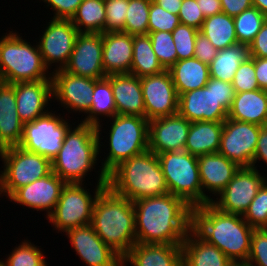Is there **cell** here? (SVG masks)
I'll return each instance as SVG.
<instances>
[{"label":"cell","mask_w":267,"mask_h":266,"mask_svg":"<svg viewBox=\"0 0 267 266\" xmlns=\"http://www.w3.org/2000/svg\"><path fill=\"white\" fill-rule=\"evenodd\" d=\"M136 243L182 245L192 229V207L170 193L133 201Z\"/></svg>","instance_id":"cell-1"},{"label":"cell","mask_w":267,"mask_h":266,"mask_svg":"<svg viewBox=\"0 0 267 266\" xmlns=\"http://www.w3.org/2000/svg\"><path fill=\"white\" fill-rule=\"evenodd\" d=\"M192 229L231 261L247 262L253 228L242 215L227 214L211 203L192 208Z\"/></svg>","instance_id":"cell-2"},{"label":"cell","mask_w":267,"mask_h":266,"mask_svg":"<svg viewBox=\"0 0 267 266\" xmlns=\"http://www.w3.org/2000/svg\"><path fill=\"white\" fill-rule=\"evenodd\" d=\"M91 225L101 240L122 258L136 243L133 202L115 194L108 186L95 201Z\"/></svg>","instance_id":"cell-3"},{"label":"cell","mask_w":267,"mask_h":266,"mask_svg":"<svg viewBox=\"0 0 267 266\" xmlns=\"http://www.w3.org/2000/svg\"><path fill=\"white\" fill-rule=\"evenodd\" d=\"M107 186L132 202L169 193L158 156L150 150L115 167L107 175Z\"/></svg>","instance_id":"cell-4"},{"label":"cell","mask_w":267,"mask_h":266,"mask_svg":"<svg viewBox=\"0 0 267 266\" xmlns=\"http://www.w3.org/2000/svg\"><path fill=\"white\" fill-rule=\"evenodd\" d=\"M96 126L78 122L66 132L58 155L51 161L52 171L65 183H85L88 172L99 160Z\"/></svg>","instance_id":"cell-5"},{"label":"cell","mask_w":267,"mask_h":266,"mask_svg":"<svg viewBox=\"0 0 267 266\" xmlns=\"http://www.w3.org/2000/svg\"><path fill=\"white\" fill-rule=\"evenodd\" d=\"M107 154L101 162L97 182H107V175L124 160L149 150V121L136 115L117 114L110 120Z\"/></svg>","instance_id":"cell-6"},{"label":"cell","mask_w":267,"mask_h":266,"mask_svg":"<svg viewBox=\"0 0 267 266\" xmlns=\"http://www.w3.org/2000/svg\"><path fill=\"white\" fill-rule=\"evenodd\" d=\"M50 72V73H49ZM43 63L38 44H32L19 32L8 31L0 37V81L16 82L52 80Z\"/></svg>","instance_id":"cell-7"},{"label":"cell","mask_w":267,"mask_h":266,"mask_svg":"<svg viewBox=\"0 0 267 266\" xmlns=\"http://www.w3.org/2000/svg\"><path fill=\"white\" fill-rule=\"evenodd\" d=\"M157 156L170 194L182 198L192 208L211 203L203 195L197 156L185 150Z\"/></svg>","instance_id":"cell-8"},{"label":"cell","mask_w":267,"mask_h":266,"mask_svg":"<svg viewBox=\"0 0 267 266\" xmlns=\"http://www.w3.org/2000/svg\"><path fill=\"white\" fill-rule=\"evenodd\" d=\"M106 187L107 182H97L94 195H91L84 183H66L54 211L47 217L53 230L66 233L72 228L91 224L95 201Z\"/></svg>","instance_id":"cell-9"},{"label":"cell","mask_w":267,"mask_h":266,"mask_svg":"<svg viewBox=\"0 0 267 266\" xmlns=\"http://www.w3.org/2000/svg\"><path fill=\"white\" fill-rule=\"evenodd\" d=\"M0 195L9 198L17 189L45 177L52 171L51 161L19 146L2 149ZM3 194V195H2Z\"/></svg>","instance_id":"cell-10"},{"label":"cell","mask_w":267,"mask_h":266,"mask_svg":"<svg viewBox=\"0 0 267 266\" xmlns=\"http://www.w3.org/2000/svg\"><path fill=\"white\" fill-rule=\"evenodd\" d=\"M55 113L56 111L50 110L34 121L25 123L18 146L52 161L58 155L66 132L72 126L67 118L61 117L62 114Z\"/></svg>","instance_id":"cell-11"},{"label":"cell","mask_w":267,"mask_h":266,"mask_svg":"<svg viewBox=\"0 0 267 266\" xmlns=\"http://www.w3.org/2000/svg\"><path fill=\"white\" fill-rule=\"evenodd\" d=\"M260 170L240 167L228 185L216 196L211 204L227 214L244 215L260 187L267 181ZM216 199V200H215Z\"/></svg>","instance_id":"cell-12"},{"label":"cell","mask_w":267,"mask_h":266,"mask_svg":"<svg viewBox=\"0 0 267 266\" xmlns=\"http://www.w3.org/2000/svg\"><path fill=\"white\" fill-rule=\"evenodd\" d=\"M50 19L37 44L44 65L55 72L67 66L79 32L70 19Z\"/></svg>","instance_id":"cell-13"},{"label":"cell","mask_w":267,"mask_h":266,"mask_svg":"<svg viewBox=\"0 0 267 266\" xmlns=\"http://www.w3.org/2000/svg\"><path fill=\"white\" fill-rule=\"evenodd\" d=\"M260 125L227 118L218 152L239 167H252Z\"/></svg>","instance_id":"cell-14"},{"label":"cell","mask_w":267,"mask_h":266,"mask_svg":"<svg viewBox=\"0 0 267 266\" xmlns=\"http://www.w3.org/2000/svg\"><path fill=\"white\" fill-rule=\"evenodd\" d=\"M141 88L148 121L178 114L179 96L168 70L142 77Z\"/></svg>","instance_id":"cell-15"},{"label":"cell","mask_w":267,"mask_h":266,"mask_svg":"<svg viewBox=\"0 0 267 266\" xmlns=\"http://www.w3.org/2000/svg\"><path fill=\"white\" fill-rule=\"evenodd\" d=\"M52 73L53 99L61 104L69 113H84L90 110L94 79L77 76L64 69ZM71 111V112H70Z\"/></svg>","instance_id":"cell-16"},{"label":"cell","mask_w":267,"mask_h":266,"mask_svg":"<svg viewBox=\"0 0 267 266\" xmlns=\"http://www.w3.org/2000/svg\"><path fill=\"white\" fill-rule=\"evenodd\" d=\"M103 33H79L64 70L92 79L106 78L103 67Z\"/></svg>","instance_id":"cell-17"},{"label":"cell","mask_w":267,"mask_h":266,"mask_svg":"<svg viewBox=\"0 0 267 266\" xmlns=\"http://www.w3.org/2000/svg\"><path fill=\"white\" fill-rule=\"evenodd\" d=\"M178 114L189 122H224L228 111L215 95V78H210L205 87L179 95Z\"/></svg>","instance_id":"cell-18"},{"label":"cell","mask_w":267,"mask_h":266,"mask_svg":"<svg viewBox=\"0 0 267 266\" xmlns=\"http://www.w3.org/2000/svg\"><path fill=\"white\" fill-rule=\"evenodd\" d=\"M65 235L86 266H122V257L101 240L91 224L72 228Z\"/></svg>","instance_id":"cell-19"},{"label":"cell","mask_w":267,"mask_h":266,"mask_svg":"<svg viewBox=\"0 0 267 266\" xmlns=\"http://www.w3.org/2000/svg\"><path fill=\"white\" fill-rule=\"evenodd\" d=\"M66 183L51 171L45 177L17 189L8 200L38 211H46V218L54 211L61 190Z\"/></svg>","instance_id":"cell-20"},{"label":"cell","mask_w":267,"mask_h":266,"mask_svg":"<svg viewBox=\"0 0 267 266\" xmlns=\"http://www.w3.org/2000/svg\"><path fill=\"white\" fill-rule=\"evenodd\" d=\"M190 124L179 114L149 121V150L155 154L184 151Z\"/></svg>","instance_id":"cell-21"},{"label":"cell","mask_w":267,"mask_h":266,"mask_svg":"<svg viewBox=\"0 0 267 266\" xmlns=\"http://www.w3.org/2000/svg\"><path fill=\"white\" fill-rule=\"evenodd\" d=\"M14 91L17 112L24 124L49 112L47 106L53 99L52 80L16 82Z\"/></svg>","instance_id":"cell-22"},{"label":"cell","mask_w":267,"mask_h":266,"mask_svg":"<svg viewBox=\"0 0 267 266\" xmlns=\"http://www.w3.org/2000/svg\"><path fill=\"white\" fill-rule=\"evenodd\" d=\"M197 158L203 195L211 202V196H217L240 167L219 152L201 155Z\"/></svg>","instance_id":"cell-23"},{"label":"cell","mask_w":267,"mask_h":266,"mask_svg":"<svg viewBox=\"0 0 267 266\" xmlns=\"http://www.w3.org/2000/svg\"><path fill=\"white\" fill-rule=\"evenodd\" d=\"M183 266L181 245L135 243L122 258V266Z\"/></svg>","instance_id":"cell-24"},{"label":"cell","mask_w":267,"mask_h":266,"mask_svg":"<svg viewBox=\"0 0 267 266\" xmlns=\"http://www.w3.org/2000/svg\"><path fill=\"white\" fill-rule=\"evenodd\" d=\"M117 114L145 117L141 78L131 73L110 74Z\"/></svg>","instance_id":"cell-25"},{"label":"cell","mask_w":267,"mask_h":266,"mask_svg":"<svg viewBox=\"0 0 267 266\" xmlns=\"http://www.w3.org/2000/svg\"><path fill=\"white\" fill-rule=\"evenodd\" d=\"M133 35L119 32L103 33V67L105 75L130 73Z\"/></svg>","instance_id":"cell-26"},{"label":"cell","mask_w":267,"mask_h":266,"mask_svg":"<svg viewBox=\"0 0 267 266\" xmlns=\"http://www.w3.org/2000/svg\"><path fill=\"white\" fill-rule=\"evenodd\" d=\"M23 128L24 123L17 112L14 83L0 81V148L18 146Z\"/></svg>","instance_id":"cell-27"},{"label":"cell","mask_w":267,"mask_h":266,"mask_svg":"<svg viewBox=\"0 0 267 266\" xmlns=\"http://www.w3.org/2000/svg\"><path fill=\"white\" fill-rule=\"evenodd\" d=\"M227 118L260 126L267 125V90L235 93Z\"/></svg>","instance_id":"cell-28"},{"label":"cell","mask_w":267,"mask_h":266,"mask_svg":"<svg viewBox=\"0 0 267 266\" xmlns=\"http://www.w3.org/2000/svg\"><path fill=\"white\" fill-rule=\"evenodd\" d=\"M183 266H227L231 261L216 246L207 243L193 229L182 245Z\"/></svg>","instance_id":"cell-29"},{"label":"cell","mask_w":267,"mask_h":266,"mask_svg":"<svg viewBox=\"0 0 267 266\" xmlns=\"http://www.w3.org/2000/svg\"><path fill=\"white\" fill-rule=\"evenodd\" d=\"M92 98L93 100L90 110L86 113L84 120L81 119L82 121L80 122L96 126L99 137L100 154L102 153L101 146L104 145L103 142H101V139H103V137H101L103 123L101 124L102 119L100 117L103 118L105 116L104 119L106 117L111 119L117 115L111 81L107 77L103 79H94V92L92 94Z\"/></svg>","instance_id":"cell-30"},{"label":"cell","mask_w":267,"mask_h":266,"mask_svg":"<svg viewBox=\"0 0 267 266\" xmlns=\"http://www.w3.org/2000/svg\"><path fill=\"white\" fill-rule=\"evenodd\" d=\"M168 71L178 96L205 87L210 79L208 64L197 58L177 61Z\"/></svg>","instance_id":"cell-31"},{"label":"cell","mask_w":267,"mask_h":266,"mask_svg":"<svg viewBox=\"0 0 267 266\" xmlns=\"http://www.w3.org/2000/svg\"><path fill=\"white\" fill-rule=\"evenodd\" d=\"M222 131L223 122H191L184 150L197 157L217 153Z\"/></svg>","instance_id":"cell-32"},{"label":"cell","mask_w":267,"mask_h":266,"mask_svg":"<svg viewBox=\"0 0 267 266\" xmlns=\"http://www.w3.org/2000/svg\"><path fill=\"white\" fill-rule=\"evenodd\" d=\"M250 57L248 44L236 43L219 50L217 56L208 65L210 78L232 83L236 70Z\"/></svg>","instance_id":"cell-33"},{"label":"cell","mask_w":267,"mask_h":266,"mask_svg":"<svg viewBox=\"0 0 267 266\" xmlns=\"http://www.w3.org/2000/svg\"><path fill=\"white\" fill-rule=\"evenodd\" d=\"M166 70L153 51L150 36L133 35V55L130 73L142 78Z\"/></svg>","instance_id":"cell-34"},{"label":"cell","mask_w":267,"mask_h":266,"mask_svg":"<svg viewBox=\"0 0 267 266\" xmlns=\"http://www.w3.org/2000/svg\"><path fill=\"white\" fill-rule=\"evenodd\" d=\"M219 51L238 43L233 17L224 12L205 18L199 30Z\"/></svg>","instance_id":"cell-35"},{"label":"cell","mask_w":267,"mask_h":266,"mask_svg":"<svg viewBox=\"0 0 267 266\" xmlns=\"http://www.w3.org/2000/svg\"><path fill=\"white\" fill-rule=\"evenodd\" d=\"M70 20L79 33H104V0H83Z\"/></svg>","instance_id":"cell-36"},{"label":"cell","mask_w":267,"mask_h":266,"mask_svg":"<svg viewBox=\"0 0 267 266\" xmlns=\"http://www.w3.org/2000/svg\"><path fill=\"white\" fill-rule=\"evenodd\" d=\"M233 19L238 43L249 45L260 31L267 17L256 7H251L233 17Z\"/></svg>","instance_id":"cell-37"},{"label":"cell","mask_w":267,"mask_h":266,"mask_svg":"<svg viewBox=\"0 0 267 266\" xmlns=\"http://www.w3.org/2000/svg\"><path fill=\"white\" fill-rule=\"evenodd\" d=\"M30 240H23L8 254L7 258L1 260L4 266H47V261L41 248L35 246Z\"/></svg>","instance_id":"cell-38"},{"label":"cell","mask_w":267,"mask_h":266,"mask_svg":"<svg viewBox=\"0 0 267 266\" xmlns=\"http://www.w3.org/2000/svg\"><path fill=\"white\" fill-rule=\"evenodd\" d=\"M151 0H128L124 31L130 35L148 34Z\"/></svg>","instance_id":"cell-39"},{"label":"cell","mask_w":267,"mask_h":266,"mask_svg":"<svg viewBox=\"0 0 267 266\" xmlns=\"http://www.w3.org/2000/svg\"><path fill=\"white\" fill-rule=\"evenodd\" d=\"M153 51L156 54L160 64L168 70L178 61V55L175 49V43L171 32L158 31L149 32Z\"/></svg>","instance_id":"cell-40"},{"label":"cell","mask_w":267,"mask_h":266,"mask_svg":"<svg viewBox=\"0 0 267 266\" xmlns=\"http://www.w3.org/2000/svg\"><path fill=\"white\" fill-rule=\"evenodd\" d=\"M243 219L253 229H267V181L260 187L251 201Z\"/></svg>","instance_id":"cell-41"},{"label":"cell","mask_w":267,"mask_h":266,"mask_svg":"<svg viewBox=\"0 0 267 266\" xmlns=\"http://www.w3.org/2000/svg\"><path fill=\"white\" fill-rule=\"evenodd\" d=\"M199 30L180 23L171 33L178 55V61L194 58V46Z\"/></svg>","instance_id":"cell-42"},{"label":"cell","mask_w":267,"mask_h":266,"mask_svg":"<svg viewBox=\"0 0 267 266\" xmlns=\"http://www.w3.org/2000/svg\"><path fill=\"white\" fill-rule=\"evenodd\" d=\"M180 24L179 16L164 10L151 0L148 19V33L166 31L172 32Z\"/></svg>","instance_id":"cell-43"},{"label":"cell","mask_w":267,"mask_h":266,"mask_svg":"<svg viewBox=\"0 0 267 266\" xmlns=\"http://www.w3.org/2000/svg\"><path fill=\"white\" fill-rule=\"evenodd\" d=\"M106 21L104 33L124 31L128 0H104Z\"/></svg>","instance_id":"cell-44"},{"label":"cell","mask_w":267,"mask_h":266,"mask_svg":"<svg viewBox=\"0 0 267 266\" xmlns=\"http://www.w3.org/2000/svg\"><path fill=\"white\" fill-rule=\"evenodd\" d=\"M255 76V57H250L235 72L232 80L235 93L260 89Z\"/></svg>","instance_id":"cell-45"},{"label":"cell","mask_w":267,"mask_h":266,"mask_svg":"<svg viewBox=\"0 0 267 266\" xmlns=\"http://www.w3.org/2000/svg\"><path fill=\"white\" fill-rule=\"evenodd\" d=\"M250 266H267V229H254L251 237Z\"/></svg>","instance_id":"cell-46"},{"label":"cell","mask_w":267,"mask_h":266,"mask_svg":"<svg viewBox=\"0 0 267 266\" xmlns=\"http://www.w3.org/2000/svg\"><path fill=\"white\" fill-rule=\"evenodd\" d=\"M180 23L200 30L205 17L199 9L196 0H183L179 13Z\"/></svg>","instance_id":"cell-47"},{"label":"cell","mask_w":267,"mask_h":266,"mask_svg":"<svg viewBox=\"0 0 267 266\" xmlns=\"http://www.w3.org/2000/svg\"><path fill=\"white\" fill-rule=\"evenodd\" d=\"M54 11L53 19H71L83 0H40Z\"/></svg>","instance_id":"cell-48"},{"label":"cell","mask_w":267,"mask_h":266,"mask_svg":"<svg viewBox=\"0 0 267 266\" xmlns=\"http://www.w3.org/2000/svg\"><path fill=\"white\" fill-rule=\"evenodd\" d=\"M217 54L218 50L208 40V38L198 32L194 46V58H197L201 62L209 65Z\"/></svg>","instance_id":"cell-49"},{"label":"cell","mask_w":267,"mask_h":266,"mask_svg":"<svg viewBox=\"0 0 267 266\" xmlns=\"http://www.w3.org/2000/svg\"><path fill=\"white\" fill-rule=\"evenodd\" d=\"M215 95L221 105L229 111L235 97V90L232 83L215 79Z\"/></svg>","instance_id":"cell-50"},{"label":"cell","mask_w":267,"mask_h":266,"mask_svg":"<svg viewBox=\"0 0 267 266\" xmlns=\"http://www.w3.org/2000/svg\"><path fill=\"white\" fill-rule=\"evenodd\" d=\"M249 49L251 57L267 58V20L249 44Z\"/></svg>","instance_id":"cell-51"},{"label":"cell","mask_w":267,"mask_h":266,"mask_svg":"<svg viewBox=\"0 0 267 266\" xmlns=\"http://www.w3.org/2000/svg\"><path fill=\"white\" fill-rule=\"evenodd\" d=\"M262 160L267 166V125L261 126L257 146L253 157L252 167L258 168L256 163Z\"/></svg>","instance_id":"cell-52"},{"label":"cell","mask_w":267,"mask_h":266,"mask_svg":"<svg viewBox=\"0 0 267 266\" xmlns=\"http://www.w3.org/2000/svg\"><path fill=\"white\" fill-rule=\"evenodd\" d=\"M222 6V12L235 17L244 10L253 7L252 0H220Z\"/></svg>","instance_id":"cell-53"},{"label":"cell","mask_w":267,"mask_h":266,"mask_svg":"<svg viewBox=\"0 0 267 266\" xmlns=\"http://www.w3.org/2000/svg\"><path fill=\"white\" fill-rule=\"evenodd\" d=\"M255 73L259 88L267 90V58L255 57Z\"/></svg>","instance_id":"cell-54"},{"label":"cell","mask_w":267,"mask_h":266,"mask_svg":"<svg viewBox=\"0 0 267 266\" xmlns=\"http://www.w3.org/2000/svg\"><path fill=\"white\" fill-rule=\"evenodd\" d=\"M205 18L222 12L220 0H196Z\"/></svg>","instance_id":"cell-55"},{"label":"cell","mask_w":267,"mask_h":266,"mask_svg":"<svg viewBox=\"0 0 267 266\" xmlns=\"http://www.w3.org/2000/svg\"><path fill=\"white\" fill-rule=\"evenodd\" d=\"M156 4L161 6L164 10L178 15L183 0H153Z\"/></svg>","instance_id":"cell-56"},{"label":"cell","mask_w":267,"mask_h":266,"mask_svg":"<svg viewBox=\"0 0 267 266\" xmlns=\"http://www.w3.org/2000/svg\"><path fill=\"white\" fill-rule=\"evenodd\" d=\"M253 7H256L263 15L267 17V0H252Z\"/></svg>","instance_id":"cell-57"},{"label":"cell","mask_w":267,"mask_h":266,"mask_svg":"<svg viewBox=\"0 0 267 266\" xmlns=\"http://www.w3.org/2000/svg\"><path fill=\"white\" fill-rule=\"evenodd\" d=\"M227 266H250V264L243 261H230Z\"/></svg>","instance_id":"cell-58"}]
</instances>
